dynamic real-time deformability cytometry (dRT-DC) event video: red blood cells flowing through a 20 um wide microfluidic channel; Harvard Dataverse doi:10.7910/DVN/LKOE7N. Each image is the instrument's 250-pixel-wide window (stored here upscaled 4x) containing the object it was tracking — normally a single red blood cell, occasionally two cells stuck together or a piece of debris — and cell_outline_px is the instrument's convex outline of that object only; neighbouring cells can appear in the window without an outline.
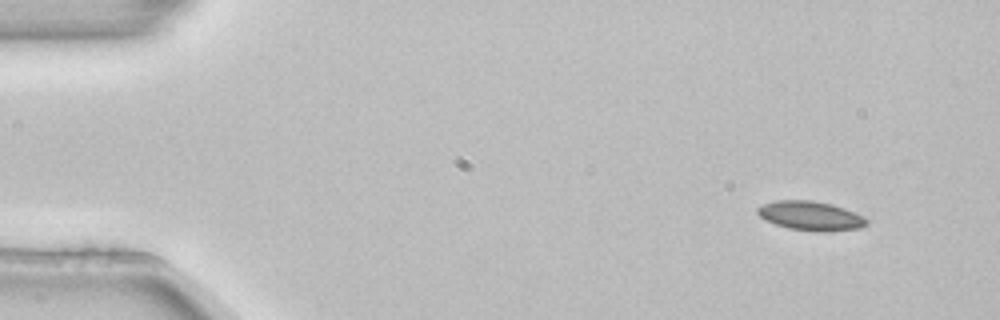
{"species": "common noctule bat (a hibernating species)", "species_latin": "Nyctalus noctula", "temperature_condition": "room temperature", "stored_images_in_passage": 4, "camera_frame_rate_fps": 3000, "um_per_image_px": 0.085, "animal": {"sex": "female", "body_mass_g": 22.7, "forearm_length_mm": 54.2}, "frame": {"image": 1, "passage_image": 1, "time_ms": 0.0, "image_size_px": [1000, 320], "cell_outline_px": [[868, 224], [860, 228], [816, 232], [788, 228], [776, 224], [760, 216], [756, 212], [756, 208], [764, 204], [776, 200], [812, 200], [832, 204], [844, 208], [864, 216], [868, 220]], "centroid_in_image_um": [68.92, 18.34], "position_along_channel_um": 16.1, "area_um2": 18.5}}
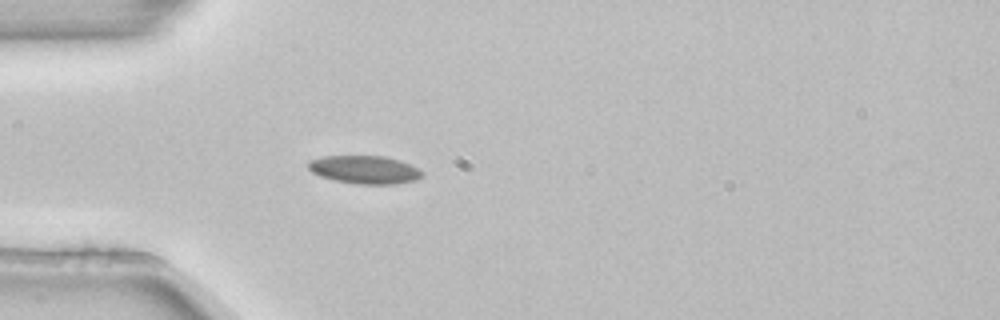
{"frame": {"image": 2, "passage_image": 4, "time_ms": 1.0, "image_size_px": [1000, 320], "cell_outline_px": [[424, 176], [416, 180], [396, 184], [356, 184], [336, 180], [320, 176], [312, 172], [308, 168], [308, 160], [324, 156], [384, 156], [400, 160], [424, 172]], "centroid_in_image_um": [31.0, 14.42], "position_along_channel_um": 54.0, "area_um2": 18.67}}